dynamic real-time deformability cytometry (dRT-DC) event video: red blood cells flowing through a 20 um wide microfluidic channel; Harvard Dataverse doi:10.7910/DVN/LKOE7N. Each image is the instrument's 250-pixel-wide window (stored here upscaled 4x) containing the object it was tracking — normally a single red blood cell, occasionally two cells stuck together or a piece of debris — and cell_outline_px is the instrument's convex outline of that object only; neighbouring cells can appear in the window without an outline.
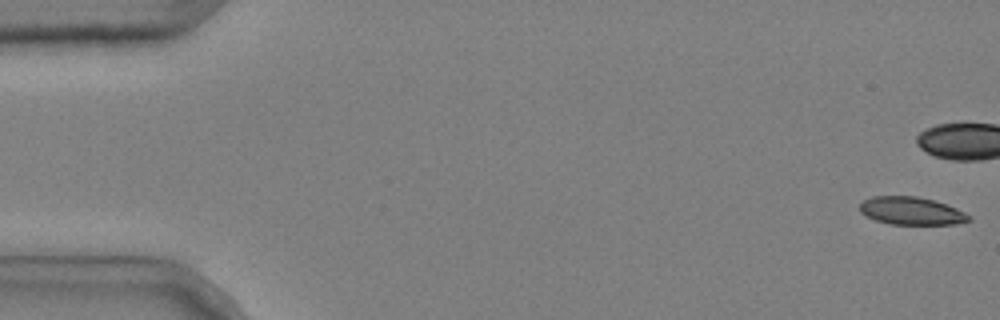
{"species": "common noctule bat (a hibernating species)", "species_latin": "Nyctalus noctula", "temperature_condition": "cold", "stored_images_in_passage": 8, "camera_frame_rate_fps": 3000, "um_per_image_px": 0.085, "animal": {"sex": "male", "body_mass_g": 20.4}, "frame": {"image": 1, "passage_image": 1, "time_ms": 0.0, "image_size_px": [1000, 320], "cell_outline_px": [[972, 220], [956, 224], [892, 224], [876, 220], [860, 212], [860, 204], [864, 200], [872, 196], [916, 196], [932, 200], [956, 208], [972, 216]], "centroid_in_image_um": [77.49, 17.93], "position_along_channel_um": 7.5, "area_um2": 17.51}}